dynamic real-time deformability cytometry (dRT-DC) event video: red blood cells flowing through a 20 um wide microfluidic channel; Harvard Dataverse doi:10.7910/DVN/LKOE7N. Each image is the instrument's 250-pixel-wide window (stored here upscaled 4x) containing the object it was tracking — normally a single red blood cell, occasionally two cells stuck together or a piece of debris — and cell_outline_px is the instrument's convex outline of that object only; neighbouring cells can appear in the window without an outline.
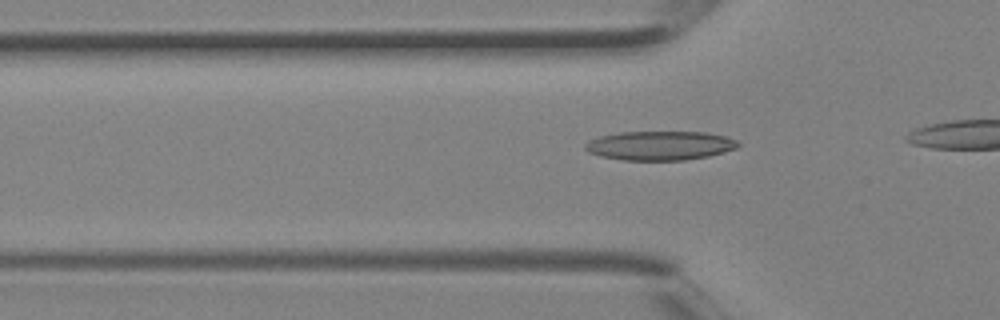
{"species": "Egyptian fruit bat (a non-hibernating species)", "species_latin": "Rousettus aegyptiacus", "temperature_condition": "room temperature", "stored_images_in_passage": 5, "camera_frame_rate_fps": 3000, "um_per_image_px": 0.085, "animal": {"sex": "female"}, "frame": {"image": 1, "passage_image": 5, "time_ms": 1.333, "image_size_px": [1000, 320], "cell_outline_px": [[740, 144], [736, 148], [724, 152], [708, 156], [684, 160], [624, 160], [600, 156], [588, 152], [584, 148], [584, 144], [588, 140], [600, 136], [620, 132], [704, 132], [728, 136], [736, 140]], "centroid_in_image_um": [56.08, 12.37], "position_along_channel_um": 69.7, "area_um2": 26.01}}